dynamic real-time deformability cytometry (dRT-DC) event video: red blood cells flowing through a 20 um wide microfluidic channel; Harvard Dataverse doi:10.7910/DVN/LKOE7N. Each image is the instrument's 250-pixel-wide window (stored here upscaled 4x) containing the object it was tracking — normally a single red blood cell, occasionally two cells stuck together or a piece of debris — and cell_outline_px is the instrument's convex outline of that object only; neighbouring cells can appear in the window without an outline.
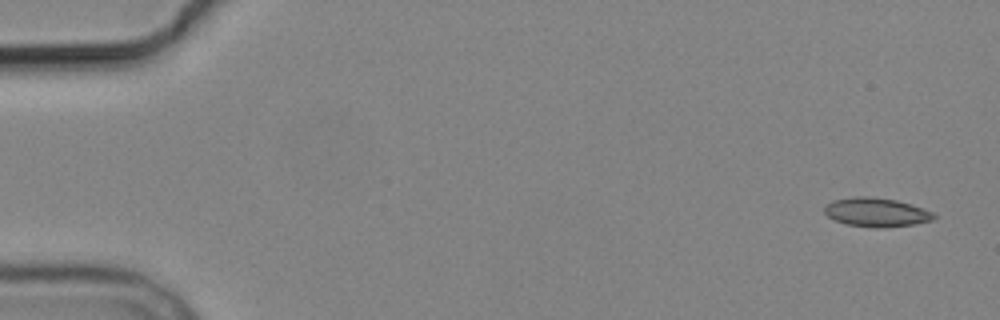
{"species": "common noctule bat (a hibernating species)", "species_latin": "Nyctalus noctula", "temperature_condition": "cold", "stored_images_in_passage": 5, "camera_frame_rate_fps": 3000, "um_per_image_px": 0.085, "animal": {"sex": "male", "body_mass_g": 19.2, "forearm_length_mm": 51.8}, "frame": {"image": 1, "passage_image": 1, "time_ms": 0.0, "image_size_px": [1000, 320], "cell_outline_px": [[936, 216], [932, 220], [912, 224], [880, 228], [876, 228], [848, 224], [836, 220], [828, 216], [824, 212], [824, 208], [832, 200], [856, 196], [868, 196], [896, 200], [912, 204], [932, 212]], "centroid_in_image_um": [74.48, 18.03], "position_along_channel_um": 10.5, "area_um2": 18.21}}
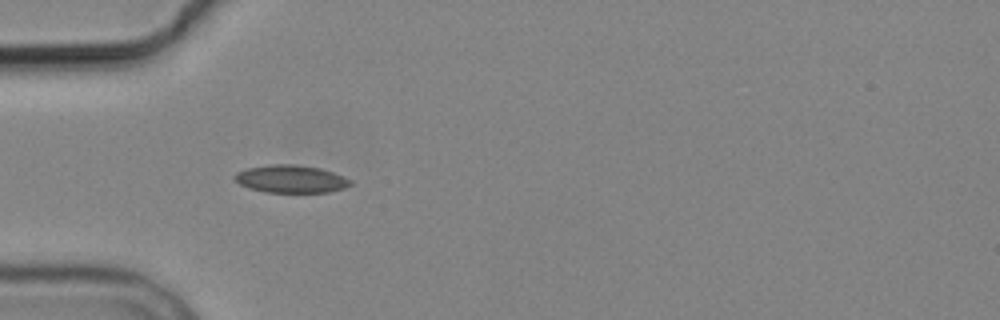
{"frame": {"image": 2, "passage_image": 5, "time_ms": 5.0, "image_size_px": [1000, 320], "cell_outline_px": [[352, 184], [344, 188], [328, 192], [264, 192], [248, 188], [240, 184], [232, 176], [236, 172], [248, 168], [268, 164], [292, 164], [320, 168], [332, 172], [352, 180]], "centroid_in_image_um": [24.7, 15.21], "position_along_channel_um": 60.3, "area_um2": 18.67}}